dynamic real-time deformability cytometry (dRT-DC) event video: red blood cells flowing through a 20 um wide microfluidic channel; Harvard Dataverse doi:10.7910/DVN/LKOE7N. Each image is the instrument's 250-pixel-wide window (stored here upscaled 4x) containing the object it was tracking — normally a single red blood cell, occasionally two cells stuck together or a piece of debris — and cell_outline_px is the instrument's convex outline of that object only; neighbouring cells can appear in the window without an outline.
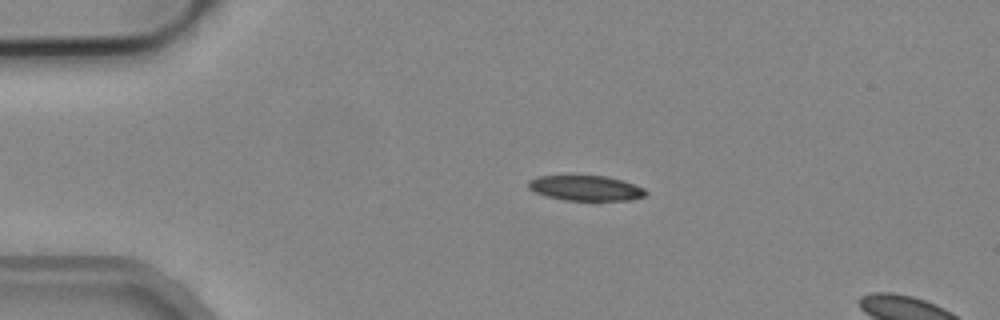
{"species": "common noctule bat (a hibernating species)", "species_latin": "Nyctalus noctula", "temperature_condition": "cold", "stored_images_in_passage": 6, "camera_frame_rate_fps": 3000, "um_per_image_px": 0.085, "animal": {"sex": "male", "body_mass_g": 19.2, "forearm_length_mm": 51.8}, "frame": {"image": 1, "passage_image": 1, "time_ms": 0.0, "image_size_px": [1000, 320], "cell_outline_px": [[648, 192], [644, 196], [632, 200], [564, 200], [548, 196], [536, 192], [528, 188], [528, 180], [536, 176], [604, 176], [624, 180], [644, 188]], "centroid_in_image_um": [49.81, 15.98], "position_along_channel_um": 35.2, "area_um2": 17.17}}